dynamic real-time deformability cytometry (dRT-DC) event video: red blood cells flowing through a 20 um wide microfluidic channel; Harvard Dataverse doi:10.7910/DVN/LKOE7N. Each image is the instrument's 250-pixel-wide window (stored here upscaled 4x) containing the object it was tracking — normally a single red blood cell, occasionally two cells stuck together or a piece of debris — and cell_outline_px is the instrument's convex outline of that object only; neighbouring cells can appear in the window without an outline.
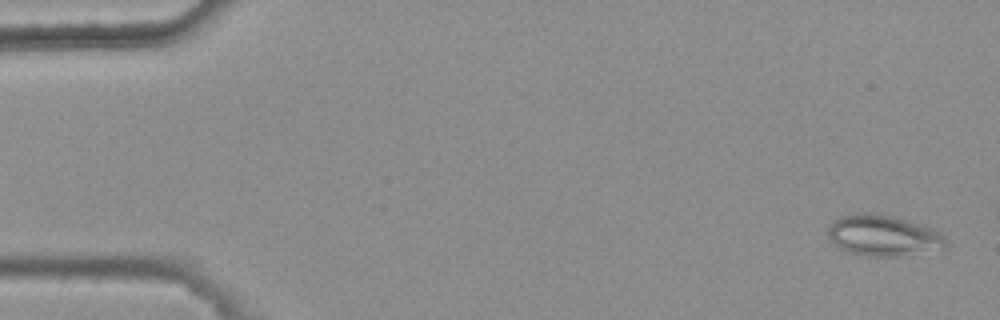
{"species": "common noctule bat (a hibernating species)", "species_latin": "Nyctalus noctula", "temperature_condition": "warm", "stored_images_in_passage": 3, "camera_frame_rate_fps": 3000, "um_per_image_px": 0.085, "animal": {"sex": "female", "body_mass_g": 25.1}, "frame": {"image": 1, "passage_image": 1, "time_ms": 0.0, "image_size_px": [1000, 320], "cell_outline_px": [[948, 244], [944, 248], [900, 256], [864, 256], [840, 248], [828, 236], [828, 228], [832, 220], [844, 216], [864, 212], [876, 212], [892, 216], [928, 228], [944, 236]], "centroid_in_image_um": [75.04, 20.02], "position_along_channel_um": 10.0, "area_um2": 27.57}}